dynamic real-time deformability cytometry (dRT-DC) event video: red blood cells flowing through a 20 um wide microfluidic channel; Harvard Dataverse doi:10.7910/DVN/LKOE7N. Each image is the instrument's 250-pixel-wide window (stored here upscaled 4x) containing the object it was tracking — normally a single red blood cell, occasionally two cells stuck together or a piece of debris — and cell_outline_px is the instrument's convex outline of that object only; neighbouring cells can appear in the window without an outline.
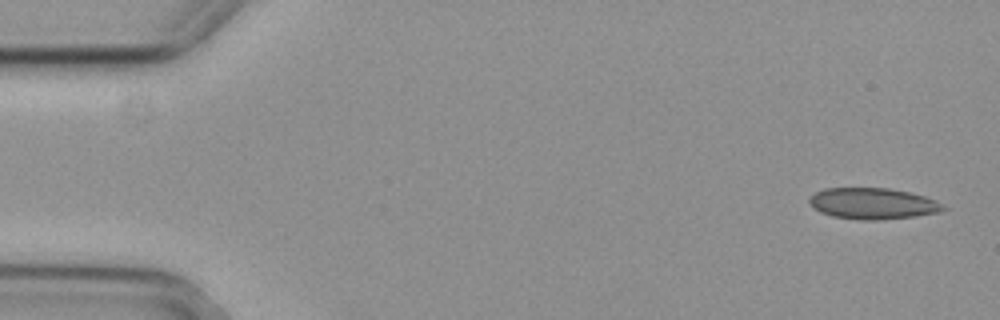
{"species": "common noctule bat (a hibernating species)", "species_latin": "Nyctalus noctula", "temperature_condition": "cold", "stored_images_in_passage": 6, "segment_of_instrument_passage": [2, 2], "camera_frame_rate_fps": 3000, "um_per_image_px": 0.085, "animal": {"sex": "female", "body_mass_g": 29.2, "forearm_length_mm": 56.3}, "frame": {"image": 1, "passage_image": 6, "time_ms": 1.667, "image_size_px": [1000, 320], "cell_outline_px": [[948, 208], [940, 212], [916, 216], [880, 220], [860, 220], [832, 216], [820, 212], [808, 204], [808, 200], [816, 192], [824, 188], [888, 188], [908, 192], [924, 196], [936, 200]], "centroid_in_image_um": [74.19, 17.31], "position_along_channel_um": 10.8, "area_um2": 24.45}}